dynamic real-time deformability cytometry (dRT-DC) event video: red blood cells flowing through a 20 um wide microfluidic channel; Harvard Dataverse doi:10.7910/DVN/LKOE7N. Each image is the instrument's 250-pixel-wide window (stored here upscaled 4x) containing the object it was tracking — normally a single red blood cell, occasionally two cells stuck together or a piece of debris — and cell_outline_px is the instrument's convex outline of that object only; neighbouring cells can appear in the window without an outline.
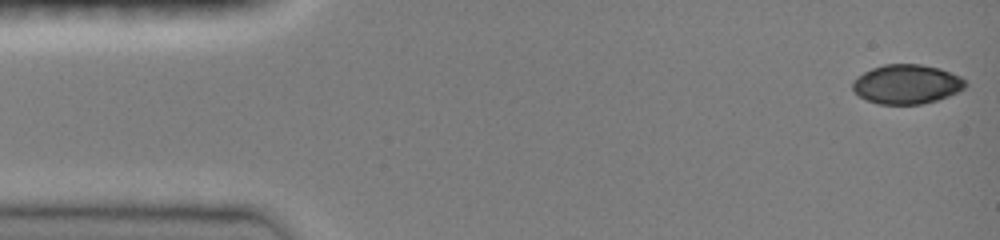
{"species": "common noctule bat (a hibernating species)", "species_latin": "Nyctalus noctula", "temperature_condition": "room temperature", "stored_images_in_passage": 11, "camera_frame_rate_fps": 3000, "um_per_image_px": 0.085, "animal": {"sex": "female", "body_mass_g": 19.0, "forearm_length_mm": 51.5}, "frame": {"image": 1, "passage_image": 1, "time_ms": 0.0, "image_size_px": [1000, 240], "cell_outline_px": [[968, 84], [964, 88], [948, 96], [936, 100], [920, 104], [876, 104], [860, 96], [852, 88], [852, 80], [856, 76], [872, 68], [884, 64], [920, 64], [940, 68], [960, 76]], "centroid_in_image_um": [77.05, 7.15], "position_along_channel_um": 7.9, "area_um2": 25.84}}
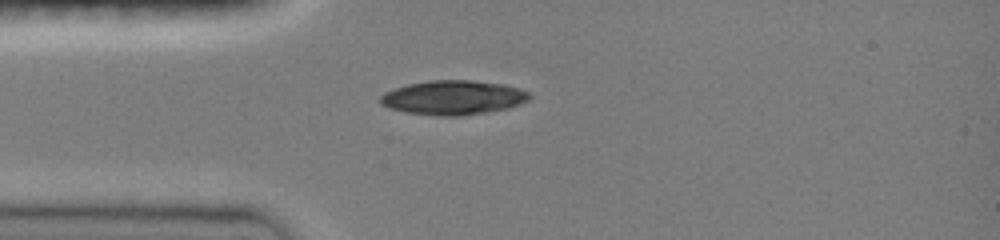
{"frame": {"image": 2, "passage_image": 10, "time_ms": 3.667, "image_size_px": [1000, 240], "cell_outline_px": [[532, 96], [528, 100], [520, 104], [508, 108], [460, 116], [440, 116], [408, 112], [392, 108], [380, 104], [380, 96], [384, 92], [408, 84], [428, 80], [468, 80], [504, 84], [520, 88], [528, 92]], "centroid_in_image_um": [38.54, 8.28], "position_along_channel_um": 46.5, "area_um2": 29.65}}